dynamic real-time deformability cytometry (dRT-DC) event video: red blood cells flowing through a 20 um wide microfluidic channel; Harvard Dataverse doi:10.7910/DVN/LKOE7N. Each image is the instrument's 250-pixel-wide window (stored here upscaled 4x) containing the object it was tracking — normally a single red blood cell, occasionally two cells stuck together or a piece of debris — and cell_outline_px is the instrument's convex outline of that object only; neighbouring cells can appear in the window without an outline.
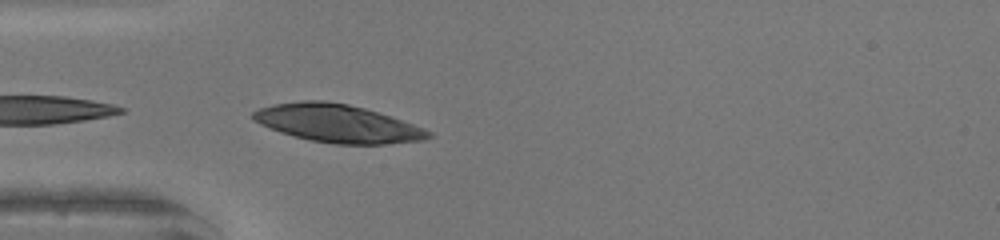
{"species": "human", "species_latin": "Homo sapiens", "temperature_condition": "warm", "stored_images_in_passage": 33, "camera_frame_rate_fps": 3000, "um_per_image_px": 0.085, "donor": {"sex": "female"}, "frame": {"image": 1, "passage_image": 1, "time_ms": 0.0, "image_size_px": [1000, 240], "cell_outline_px": [[432, 136], [424, 140], [384, 144], [332, 144], [312, 140], [280, 132], [260, 124], [252, 120], [252, 112], [260, 108], [272, 104], [300, 100], [324, 100], [348, 104], [364, 108], [392, 116], [424, 128], [432, 132]], "centroid_in_image_um": [28.69, 10.48], "position_along_channel_um": 56.3, "area_um2": 38.78}}
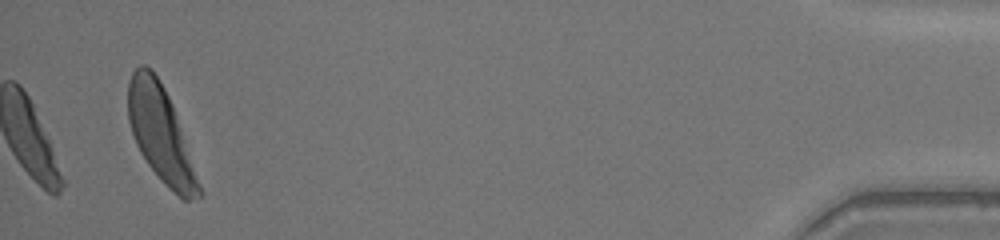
{"frame": {"image": 2, "passage_image": 33, "time_ms": 10.667, "image_size_px": [1000, 240], "cell_outline_px": [[204, 192], [200, 196], [188, 200], [184, 200], [168, 188], [148, 164], [140, 152], [136, 144], [128, 120], [128, 80], [132, 72], [140, 64], [144, 64], [152, 68], [164, 88], [172, 104]], "centroid_in_image_um": [13.66, 11.38], "position_along_channel_um": 421.5, "area_um2": 39.13}, "authors_computed_cell_mechanics": {"area_um2": 29.7092, "velocity_mm_per_s": 4.301, "shape_relaxation_time_tau1_ms": 2.5252, "shape_relaxation_time_tau2_ms": 0.5905, "deformation_change_tau1": 0.1392, "deformation_change_tau2": 0.0329}}